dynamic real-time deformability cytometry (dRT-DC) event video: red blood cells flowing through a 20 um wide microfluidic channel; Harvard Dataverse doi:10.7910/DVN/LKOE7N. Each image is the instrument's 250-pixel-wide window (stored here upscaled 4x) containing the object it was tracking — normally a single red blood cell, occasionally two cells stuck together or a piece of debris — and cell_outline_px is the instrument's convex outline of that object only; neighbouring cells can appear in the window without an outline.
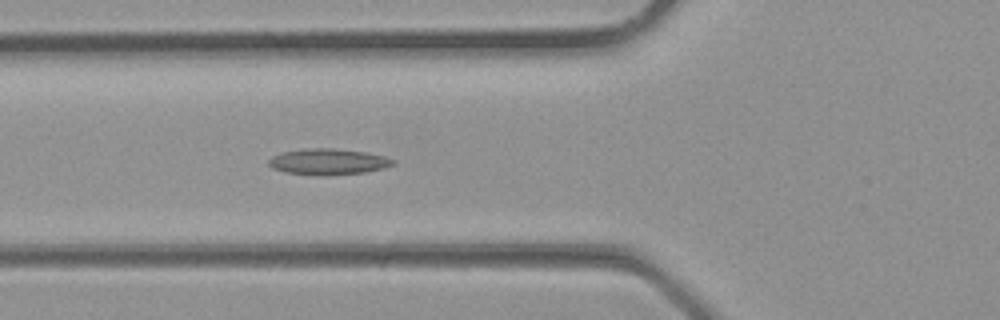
{"species": "common noctule bat (a hibernating species)", "species_latin": "Nyctalus noctula", "temperature_condition": "room temperature", "stored_images_in_passage": 26, "camera_frame_rate_fps": 3000, "um_per_image_px": 0.085, "animal": {"sex": "male", "body_mass_g": 23.1, "forearm_length_mm": 52.7}, "frame": {"image": 1, "passage_image": 5, "time_ms": 1.333, "image_size_px": [1000, 320], "cell_outline_px": [[396, 164], [384, 168], [364, 172], [288, 172], [272, 168], [268, 164], [268, 160], [272, 156], [284, 152], [304, 148], [332, 148], [368, 152], [384, 156], [396, 160]], "centroid_in_image_um": [27.95, 13.68], "position_along_channel_um": 97.8, "area_um2": 17.8}}
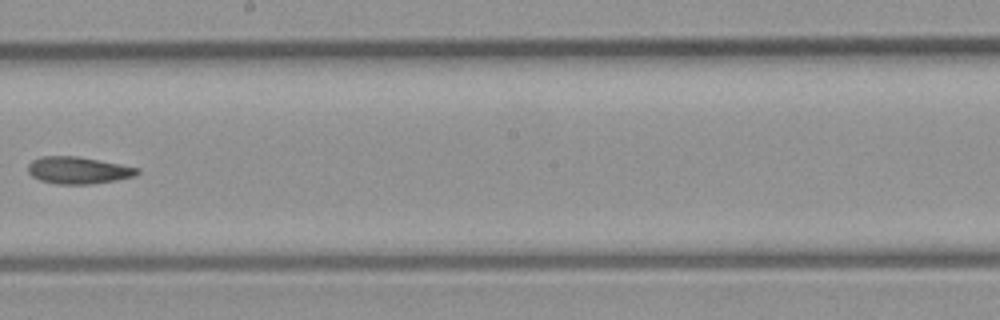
{"frame": {"image": 2, "passage_image": 12, "time_ms": 3.667, "image_size_px": [1000, 320], "cell_outline_px": [[140, 172], [136, 176], [116, 180], [88, 184], [56, 184], [40, 180], [32, 176], [28, 172], [28, 164], [32, 160], [44, 156], [76, 156], [120, 164], [140, 168]], "centroid_in_image_um": [6.66, 14.47], "position_along_channel_um": 241.5, "area_um2": 17.17}}
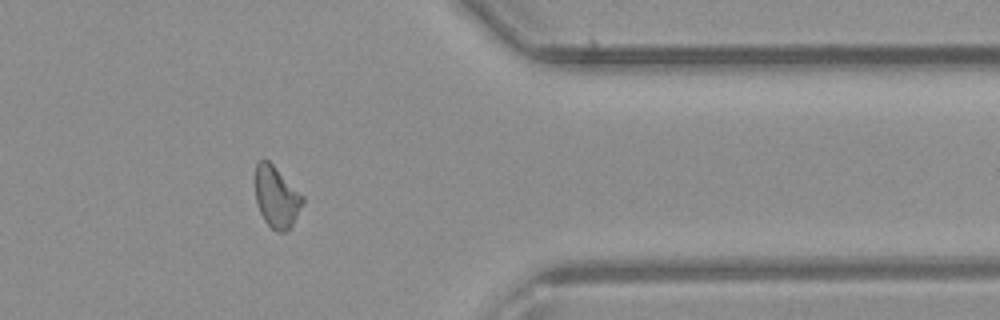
{"frame": {"image": 3, "passage_image": 20, "time_ms": 6.333, "image_size_px": [1000, 320], "cell_outline_px": [[304, 200], [292, 224], [284, 232], [276, 232], [264, 220], [260, 212], [256, 200], [256, 160], [268, 160], [304, 196]], "centroid_in_image_um": [23.49, 16.74], "position_along_channel_um": 387.9, "area_um2": 16.59}}